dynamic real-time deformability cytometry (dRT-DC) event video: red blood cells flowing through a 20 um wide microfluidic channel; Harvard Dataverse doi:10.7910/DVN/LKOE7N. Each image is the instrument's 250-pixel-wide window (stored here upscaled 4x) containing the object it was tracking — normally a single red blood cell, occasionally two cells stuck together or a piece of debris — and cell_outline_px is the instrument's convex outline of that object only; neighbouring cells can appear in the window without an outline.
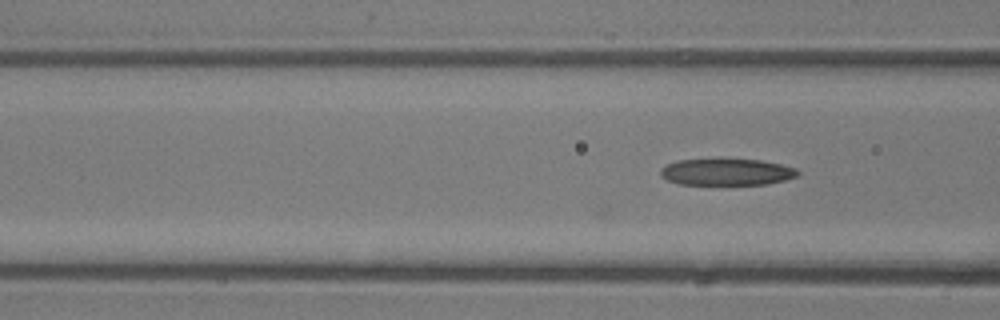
{"species": "common noctule bat (a hibernating species)", "species_latin": "Nyctalus noctula", "temperature_condition": "room temperature", "stored_images_in_passage": 15, "camera_frame_rate_fps": 3000, "um_per_image_px": 0.085, "animal": {"sex": "male", "body_mass_g": 13.3}, "frame": {"image": 1, "passage_image": 7, "time_ms": 2.0, "image_size_px": [1000, 320], "cell_outline_px": [[800, 172], [796, 176], [784, 180], [768, 184], [680, 184], [668, 180], [660, 176], [660, 168], [676, 160], [720, 156], [760, 160], [780, 164], [796, 168]], "centroid_in_image_um": [61.72, 14.56], "position_along_channel_um": 104.9, "area_um2": 22.2}}
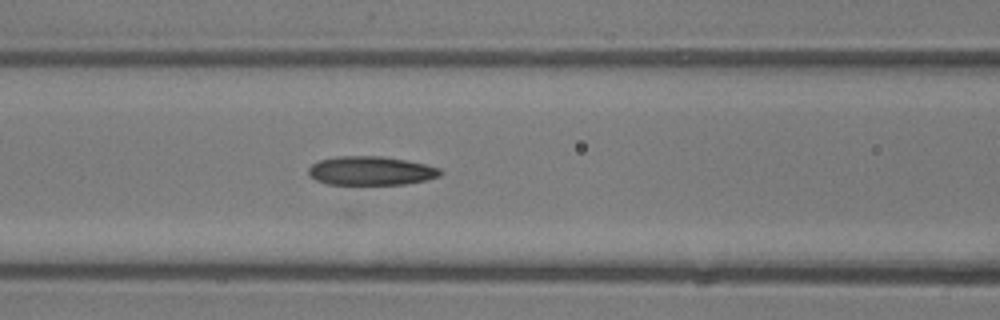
{"frame": {"image": 2, "passage_image": 9, "time_ms": 2.667, "image_size_px": [1000, 320], "cell_outline_px": [[444, 172], [440, 176], [424, 180], [404, 184], [328, 184], [316, 180], [308, 176], [308, 168], [312, 164], [320, 160], [336, 156], [380, 156], [404, 160], [424, 164], [440, 168]], "centroid_in_image_um": [31.5, 14.51], "position_along_channel_um": 135.1, "area_um2": 22.08}}
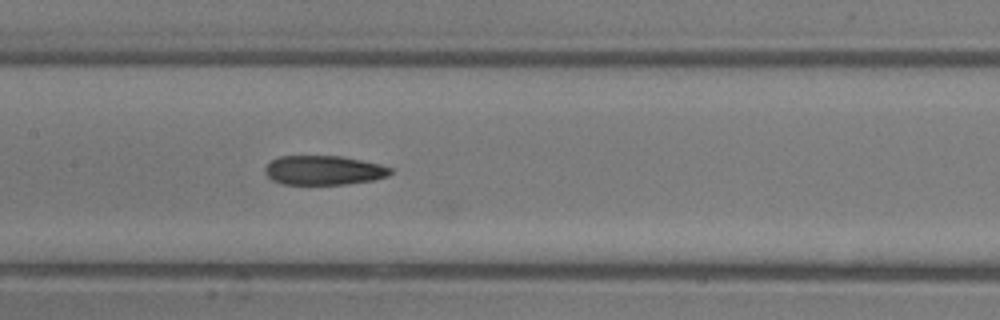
{"frame": {"image": 3, "passage_image": 12, "time_ms": 3.667, "image_size_px": [1000, 320], "cell_outline_px": [[392, 172], [388, 176], [372, 180], [344, 184], [280, 184], [272, 180], [264, 172], [264, 168], [272, 160], [280, 156], [340, 156], [380, 164], [392, 168]], "centroid_in_image_um": [27.5, 14.47], "position_along_channel_um": 179.9, "area_um2": 21.33}}